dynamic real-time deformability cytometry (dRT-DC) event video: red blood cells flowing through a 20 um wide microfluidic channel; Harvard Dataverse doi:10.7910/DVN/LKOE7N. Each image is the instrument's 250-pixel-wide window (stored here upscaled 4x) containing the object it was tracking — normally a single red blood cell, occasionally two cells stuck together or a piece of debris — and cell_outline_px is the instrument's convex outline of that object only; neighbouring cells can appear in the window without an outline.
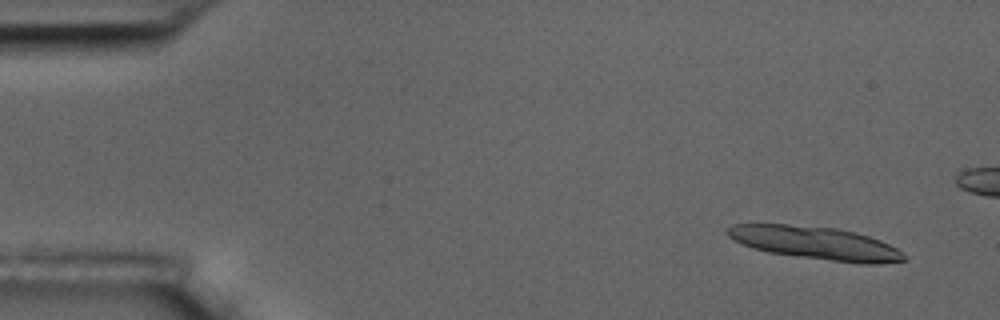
{"species": "common noctule bat (a hibernating species)", "species_latin": "Nyctalus noctula", "temperature_condition": "room temperature", "stored_images_in_passage": 6, "segment_of_instrument_passage": [1, 2], "camera_frame_rate_fps": 3000, "um_per_image_px": 0.085, "animal": {"sex": "male", "body_mass_g": 17.5, "forearm_length_mm": 52.3}, "frame": {"image": 1, "passage_image": 1, "time_ms": 0.0, "image_size_px": [1000, 320], "cell_outline_px": [[904, 260], [876, 264], [860, 264], [768, 252], [744, 244], [728, 236], [728, 228], [732, 224], [788, 224], [836, 228], [856, 232], [880, 240], [904, 252]], "centroid_in_image_um": [69.36, 20.65], "position_along_channel_um": 15.6, "area_um2": 33.41}}